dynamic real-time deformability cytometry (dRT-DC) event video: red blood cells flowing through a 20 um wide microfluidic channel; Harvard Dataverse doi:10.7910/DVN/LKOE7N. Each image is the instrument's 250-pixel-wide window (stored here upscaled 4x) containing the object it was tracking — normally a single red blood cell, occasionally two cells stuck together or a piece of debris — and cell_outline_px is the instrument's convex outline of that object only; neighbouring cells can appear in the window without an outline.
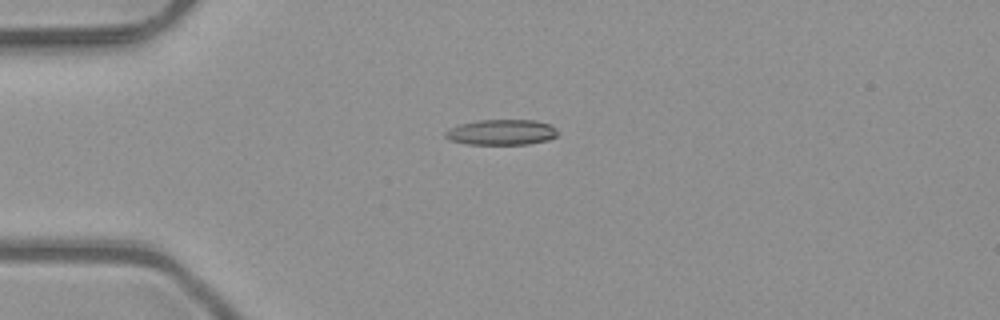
{"species": "common noctule bat (a hibernating species)", "species_latin": "Nyctalus noctula", "temperature_condition": "room temperature", "stored_images_in_passage": 3, "camera_frame_rate_fps": 3000, "um_per_image_px": 0.085, "animal": {"sex": "male", "body_mass_g": 23.1, "forearm_length_mm": 52.7}, "frame": {"image": 1, "passage_image": 1, "time_ms": 0.0, "image_size_px": [1000, 320], "cell_outline_px": [[556, 136], [548, 140], [528, 144], [468, 144], [448, 140], [444, 136], [444, 132], [448, 128], [460, 124], [476, 120], [536, 120], [548, 124], [556, 128]], "centroid_in_image_um": [42.57, 11.24], "position_along_channel_um": 42.4, "area_um2": 16.76}}
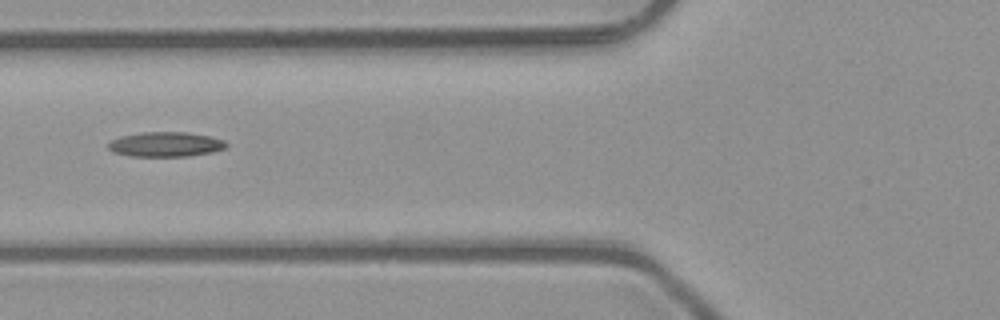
{"frame": {"image": 2, "passage_image": 3, "time_ms": 0.667, "image_size_px": [1000, 320], "cell_outline_px": [[228, 144], [224, 148], [212, 152], [188, 156], [132, 156], [112, 152], [108, 148], [108, 144], [112, 140], [120, 136], [140, 132], [188, 132], [208, 136], [224, 140]], "centroid_in_image_um": [14.06, 12.26], "position_along_channel_um": 111.7, "area_um2": 16.99}}